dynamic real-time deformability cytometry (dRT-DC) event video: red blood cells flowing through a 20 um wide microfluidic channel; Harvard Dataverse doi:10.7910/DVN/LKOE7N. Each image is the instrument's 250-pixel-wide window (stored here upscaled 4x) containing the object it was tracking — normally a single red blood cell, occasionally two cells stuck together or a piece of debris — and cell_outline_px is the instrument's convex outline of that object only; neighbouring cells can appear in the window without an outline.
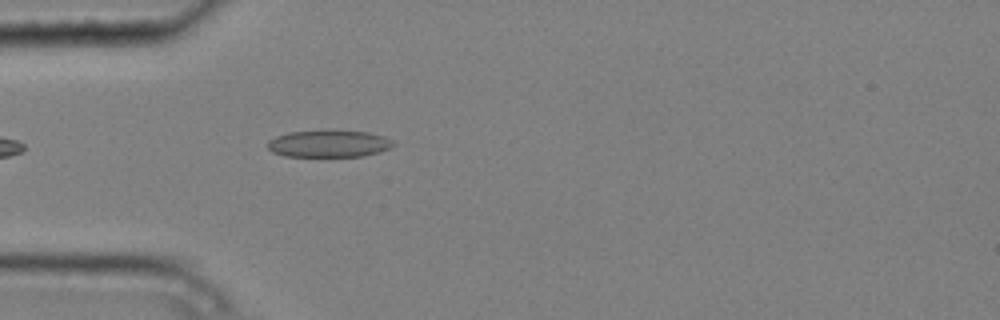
{"species": "common noctule bat (a hibernating species)", "species_latin": "Nyctalus noctula", "temperature_condition": "cold", "stored_images_in_passage": 5, "camera_frame_rate_fps": 3000, "um_per_image_px": 0.085, "animal": {"sex": "male", "body_mass_g": 20.4}, "frame": {"image": 1, "passage_image": 5, "time_ms": 1.333, "image_size_px": [1000, 320], "cell_outline_px": [[396, 144], [392, 148], [380, 152], [364, 156], [284, 156], [272, 152], [268, 148], [268, 140], [276, 136], [288, 132], [328, 128], [368, 132], [384, 136], [392, 140]], "centroid_in_image_um": [27.98, 12.18], "position_along_channel_um": 57.0, "area_um2": 20.58}}